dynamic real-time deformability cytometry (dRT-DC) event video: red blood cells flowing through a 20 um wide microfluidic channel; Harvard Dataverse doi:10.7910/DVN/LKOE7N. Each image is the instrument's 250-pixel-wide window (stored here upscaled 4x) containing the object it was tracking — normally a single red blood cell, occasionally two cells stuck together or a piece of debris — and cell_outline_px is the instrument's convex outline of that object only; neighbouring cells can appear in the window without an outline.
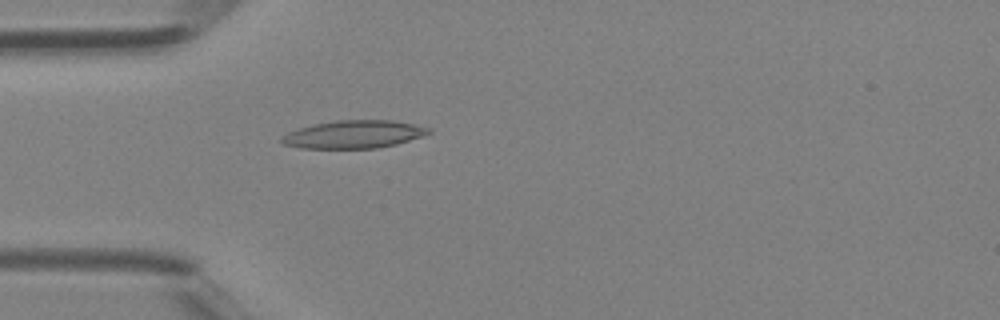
{"species": "Egyptian fruit bat (a non-hibernating species)", "species_latin": "Rousettus aegyptiacus", "temperature_condition": "room temperature", "stored_images_in_passage": 35, "camera_frame_rate_fps": 3000, "um_per_image_px": 0.085, "animal": {"sex": "female"}, "frame": {"image": 1, "passage_image": 5, "time_ms": 1.333, "image_size_px": [1000, 320], "cell_outline_px": [[432, 132], [396, 144], [376, 148], [300, 148], [284, 144], [280, 140], [280, 136], [288, 132], [312, 124], [336, 120], [392, 120], [412, 124], [428, 128]], "centroid_in_image_um": [30.01, 11.41], "position_along_channel_um": 55.0, "area_um2": 23.64}}
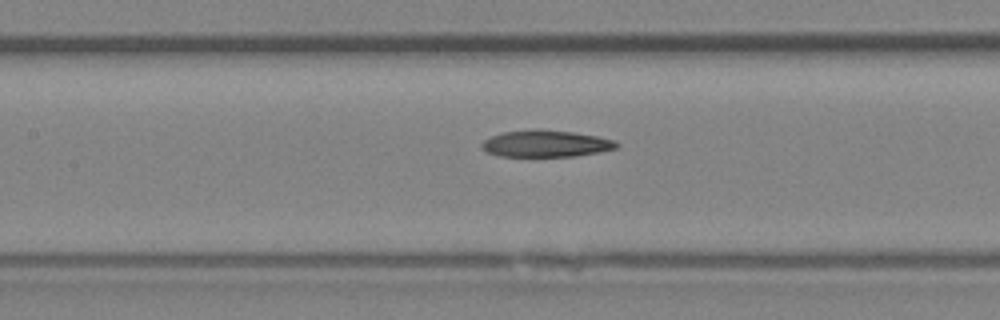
{"frame": {"image": 2, "passage_image": 12, "time_ms": 3.667, "image_size_px": [1000, 320], "cell_outline_px": [[620, 144], [616, 148], [600, 152], [576, 156], [500, 156], [488, 152], [480, 148], [480, 144], [484, 140], [492, 136], [504, 132], [532, 128], [540, 128], [572, 132], [596, 136], [616, 140]], "centroid_in_image_um": [46.4, 12.19], "position_along_channel_um": 161.0, "area_um2": 21.21}}
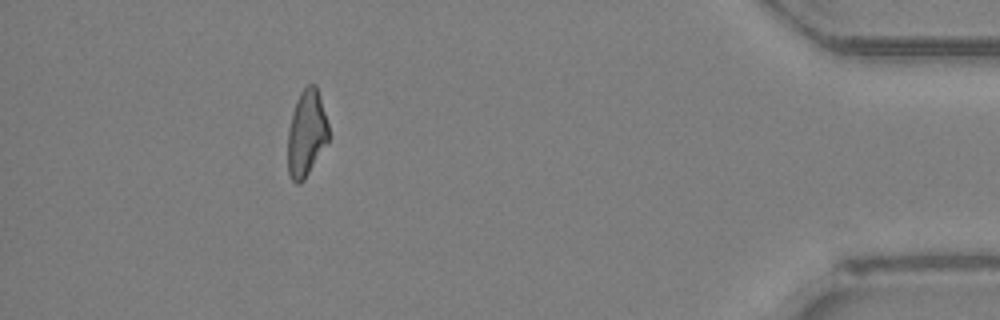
{"frame": {"image": 3, "passage_image": 31, "time_ms": 10.0, "image_size_px": [1000, 320], "cell_outline_px": [[328, 140], [304, 180], [300, 184], [296, 184], [292, 180], [288, 172], [288, 128], [292, 112], [296, 100], [300, 92], [308, 84], [316, 84], [320, 96], [328, 124]], "centroid_in_image_um": [26.03, 11.32], "position_along_channel_um": 409.2, "area_um2": 20.46}}